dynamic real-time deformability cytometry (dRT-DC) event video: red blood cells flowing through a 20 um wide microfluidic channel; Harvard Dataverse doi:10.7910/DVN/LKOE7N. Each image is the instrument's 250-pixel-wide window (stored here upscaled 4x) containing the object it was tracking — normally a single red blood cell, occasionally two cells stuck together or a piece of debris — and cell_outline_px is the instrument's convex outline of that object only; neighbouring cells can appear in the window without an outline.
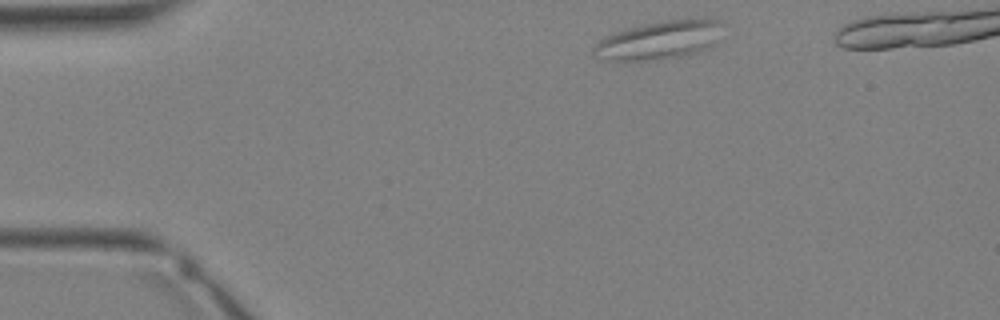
{"species": "Egyptian fruit bat (a non-hibernating species)", "species_latin": "Rousettus aegyptiacus", "temperature_condition": "warm", "stored_images_in_passage": 27, "segment_of_instrument_passage": [1, 2], "camera_frame_rate_fps": 3000, "um_per_image_px": 0.085, "animal": {"sex": "female"}, "frame": {"image": 1, "passage_image": 1, "time_ms": 0.0, "image_size_px": [1000, 320], "cell_outline_px": [[724, 24], [716, 44], [712, 48], [696, 52], [676, 56], [648, 60], [608, 60], [592, 56], [592, 48], [600, 40], [616, 32], [640, 24], [660, 20], [704, 16], [712, 16], [720, 20]], "centroid_in_image_um": [56.15, 3.35], "position_along_channel_um": 28.8, "area_um2": 29.59}}